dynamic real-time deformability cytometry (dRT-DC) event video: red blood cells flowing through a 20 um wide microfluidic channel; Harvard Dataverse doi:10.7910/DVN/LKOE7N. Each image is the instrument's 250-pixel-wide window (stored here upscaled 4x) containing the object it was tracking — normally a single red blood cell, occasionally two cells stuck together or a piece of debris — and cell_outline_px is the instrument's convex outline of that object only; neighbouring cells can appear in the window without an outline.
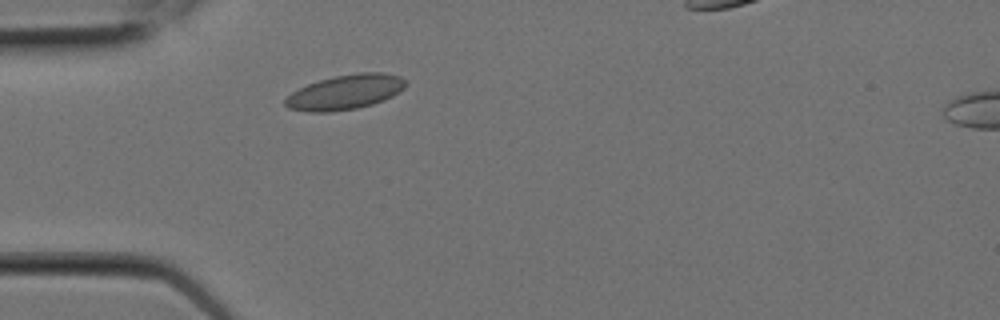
{"species": "Egyptian fruit bat (a non-hibernating species)", "species_latin": "Rousettus aegyptiacus", "temperature_condition": "room temperature", "stored_images_in_passage": 1, "camera_frame_rate_fps": 3000, "um_per_image_px": 0.085, "animal": {"sex": "female"}, "frame": {"image": 1, "passage_image": 1, "time_ms": 0.0, "image_size_px": [1000, 320], "cell_outline_px": [[408, 84], [404, 88], [392, 96], [384, 100], [372, 104], [356, 108], [332, 112], [308, 112], [288, 108], [284, 104], [284, 100], [292, 92], [308, 84], [332, 76], [360, 72], [380, 72], [400, 76]], "centroid_in_image_um": [29.34, 7.83], "position_along_channel_um": 55.7, "area_um2": 24.39}}